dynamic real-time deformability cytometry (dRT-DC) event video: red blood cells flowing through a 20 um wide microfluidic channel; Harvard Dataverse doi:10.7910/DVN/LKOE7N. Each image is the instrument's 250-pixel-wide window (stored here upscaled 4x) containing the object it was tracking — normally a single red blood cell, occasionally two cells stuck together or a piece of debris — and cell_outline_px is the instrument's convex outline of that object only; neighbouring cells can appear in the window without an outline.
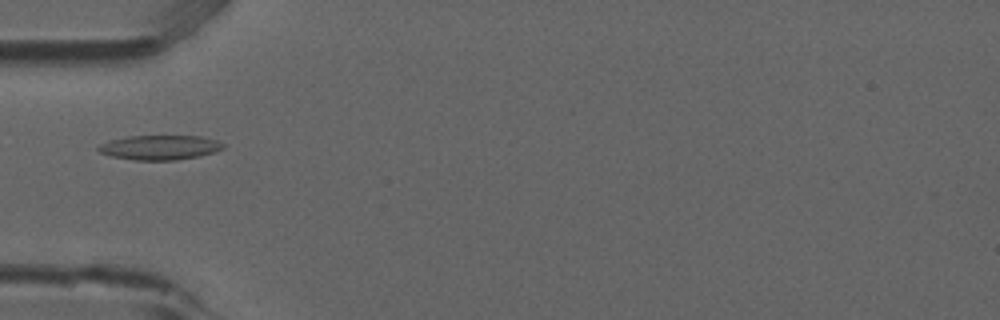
{"species": "common noctule bat (a hibernating species)", "species_latin": "Nyctalus noctula", "temperature_condition": "room temperature", "stored_images_in_passage": 33, "camera_frame_rate_fps": 3000, "um_per_image_px": 0.085, "animal": {"sex": "male", "forearm_length_mm": 52.5}, "frame": {"image": 1, "passage_image": 1, "time_ms": 0.0, "image_size_px": [1000, 320], "cell_outline_px": [[224, 148], [212, 152], [196, 156], [176, 160], [132, 160], [112, 156], [100, 152], [96, 148], [100, 144], [112, 140], [128, 136], [200, 136], [216, 140], [224, 144]], "centroid_in_image_um": [13.56, 12.53], "position_along_channel_um": 71.4, "area_um2": 17.63}}
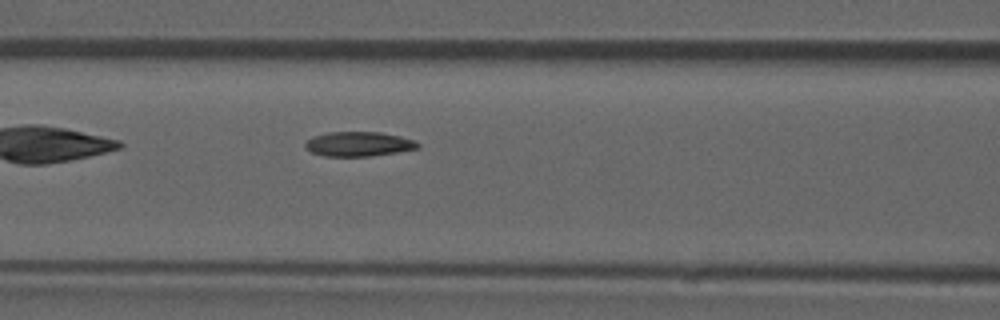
{"frame": {"image": 2, "passage_image": 6, "time_ms": 1.667, "image_size_px": [1000, 320], "cell_outline_px": [[420, 144], [416, 148], [396, 152], [368, 156], [324, 156], [312, 152], [304, 144], [312, 136], [328, 132], [380, 132], [400, 136], [416, 140]], "centroid_in_image_um": [30.48, 12.23], "position_along_channel_um": 136.1, "area_um2": 15.95}, "authors_computed_cell_mechanics": {"area_um2": 16.2418, "velocity_mm_per_s": 3.8508, "shape_relaxation_time_tau1_ms": null, "shape_relaxation_time_tau2_ms": 10.4801, "deformation_change_tau1": null, "deformation_change_tau2": 0.1608}}